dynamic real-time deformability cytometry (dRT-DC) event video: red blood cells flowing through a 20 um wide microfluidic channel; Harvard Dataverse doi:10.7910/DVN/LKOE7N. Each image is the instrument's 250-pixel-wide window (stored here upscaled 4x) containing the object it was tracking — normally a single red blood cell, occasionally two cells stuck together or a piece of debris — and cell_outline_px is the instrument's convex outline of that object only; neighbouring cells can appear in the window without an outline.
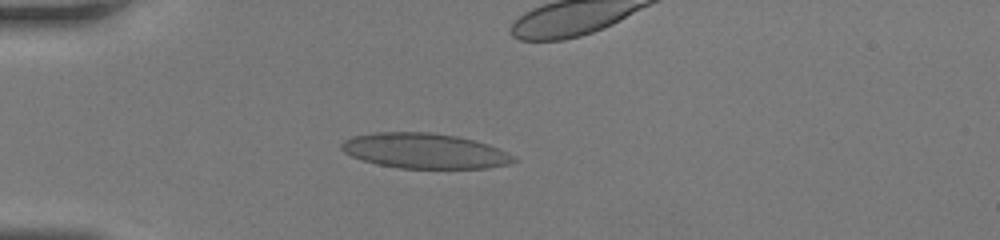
{"species": "human", "species_latin": "Homo sapiens", "temperature_condition": "room temperature", "stored_images_in_passage": 46, "camera_frame_rate_fps": 3000, "um_per_image_px": 0.085, "donor": {"sex": "female"}, "frame": {"image": 1, "passage_image": 14, "time_ms": 4.333, "image_size_px": [1000, 240], "cell_outline_px": [[516, 160], [508, 164], [488, 168], [400, 168], [376, 164], [352, 156], [344, 152], [340, 148], [340, 144], [344, 140], [352, 136], [372, 132], [432, 132], [456, 136], [476, 140], [488, 144], [508, 152], [516, 156]], "centroid_in_image_um": [36.09, 12.81], "position_along_channel_um": 48.9, "area_um2": 35.49}}
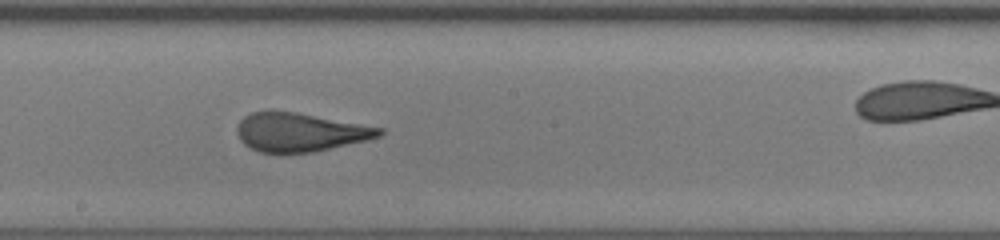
{"frame": {"image": 2, "passage_image": 27, "time_ms": 8.667, "image_size_px": [1000, 240], "cell_outline_px": [[384, 132], [380, 136], [368, 140], [312, 152], [260, 152], [244, 144], [240, 140], [236, 132], [236, 128], [240, 120], [244, 116], [252, 112], [296, 112], [384, 128]], "centroid_in_image_um": [25.51, 11.24], "position_along_channel_um": 222.7, "area_um2": 31.67}}
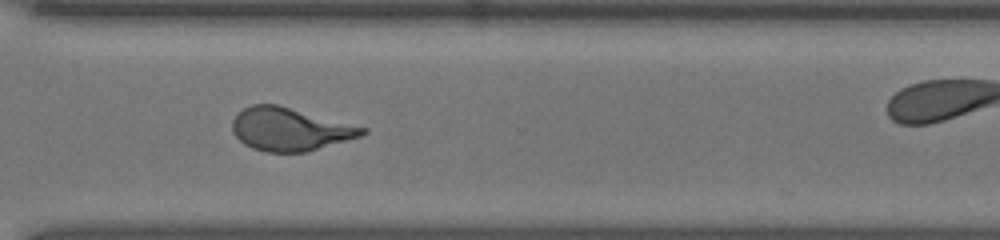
{"frame": {"image": 3, "passage_image": 35, "time_ms": 11.333, "image_size_px": [1000, 240], "cell_outline_px": [[368, 132], [360, 136], [304, 152], [264, 152], [252, 148], [244, 144], [232, 132], [232, 120], [244, 108], [252, 104], [280, 104], [368, 128]], "centroid_in_image_um": [24.63, 10.97], "position_along_channel_um": 346.0, "area_um2": 32.54}}